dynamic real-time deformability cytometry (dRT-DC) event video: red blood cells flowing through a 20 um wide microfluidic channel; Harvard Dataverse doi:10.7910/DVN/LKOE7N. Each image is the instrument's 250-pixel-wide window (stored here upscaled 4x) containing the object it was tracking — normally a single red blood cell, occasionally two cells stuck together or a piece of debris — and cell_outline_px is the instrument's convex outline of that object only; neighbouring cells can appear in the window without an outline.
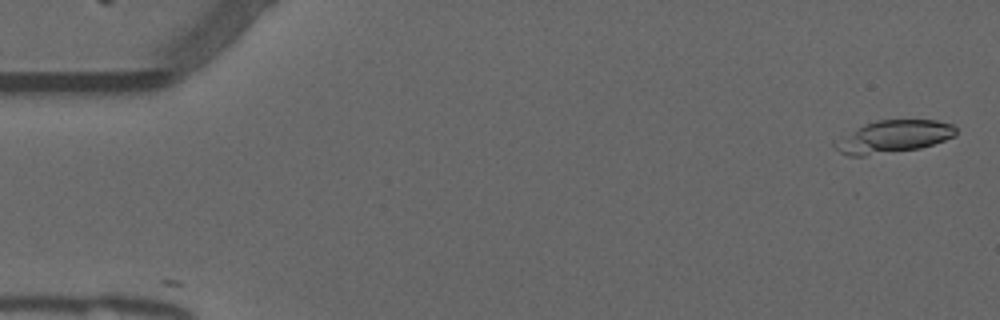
{"species": "common noctule bat (a hibernating species)", "species_latin": "Nyctalus noctula", "temperature_condition": "warm", "stored_images_in_passage": 53, "camera_frame_rate_fps": 3000, "um_per_image_px": 0.085, "animal": {"sex": "male", "forearm_length_mm": 52.5}, "frame": {"image": 1, "passage_image": 2, "time_ms": 0.333, "image_size_px": [1000, 320], "cell_outline_px": [[956, 136], [920, 148], [864, 156], [848, 156], [840, 152], [832, 144], [832, 140], [864, 124], [876, 120], [936, 120], [952, 124], [956, 128]], "centroid_in_image_um": [75.88, 11.61], "position_along_channel_um": 9.1, "area_um2": 23.06}}